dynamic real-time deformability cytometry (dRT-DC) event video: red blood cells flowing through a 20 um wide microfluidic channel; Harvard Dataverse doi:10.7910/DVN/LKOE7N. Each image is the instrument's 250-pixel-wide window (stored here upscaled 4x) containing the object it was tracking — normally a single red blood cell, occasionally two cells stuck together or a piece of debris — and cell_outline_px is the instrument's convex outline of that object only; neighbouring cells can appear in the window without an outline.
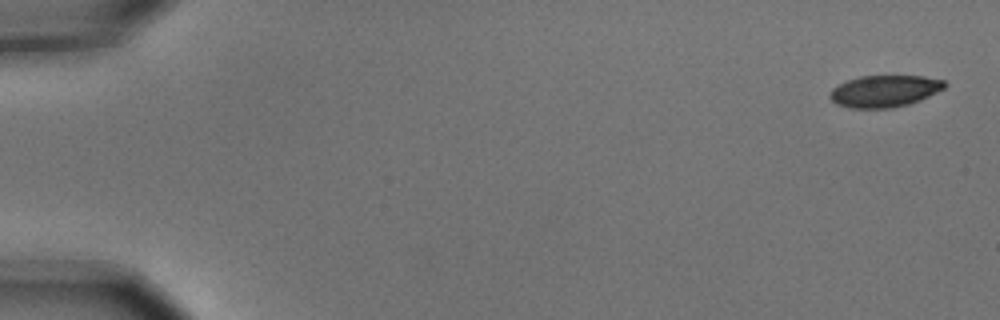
{"species": "common noctule bat (a hibernating species)", "species_latin": "Nyctalus noctula", "temperature_condition": "cold", "stored_images_in_passage": 6, "camera_frame_rate_fps": 3000, "um_per_image_px": 0.085, "animal": {"sex": "male", "body_mass_g": 15.6}, "frame": {"image": 1, "passage_image": 1, "time_ms": 0.0, "image_size_px": [1000, 320], "cell_outline_px": [[948, 84], [944, 88], [920, 100], [908, 104], [892, 108], [852, 108], [836, 104], [828, 96], [832, 88], [848, 80], [860, 76], [924, 76], [944, 80]], "centroid_in_image_um": [75.18, 7.74], "position_along_channel_um": 9.8, "area_um2": 21.21}}
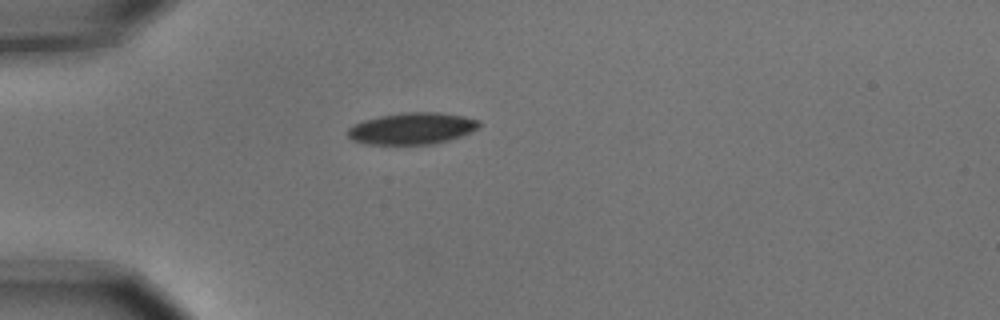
{"frame": {"image": 2, "passage_image": 5, "time_ms": 1.333, "image_size_px": [1000, 320], "cell_outline_px": [[480, 124], [476, 128], [460, 136], [448, 140], [432, 144], [364, 144], [352, 140], [348, 136], [348, 128], [364, 120], [380, 116], [400, 112], [436, 112], [464, 116], [480, 120]], "centroid_in_image_um": [35.0, 10.91], "position_along_channel_um": 50.0, "area_um2": 24.04}}